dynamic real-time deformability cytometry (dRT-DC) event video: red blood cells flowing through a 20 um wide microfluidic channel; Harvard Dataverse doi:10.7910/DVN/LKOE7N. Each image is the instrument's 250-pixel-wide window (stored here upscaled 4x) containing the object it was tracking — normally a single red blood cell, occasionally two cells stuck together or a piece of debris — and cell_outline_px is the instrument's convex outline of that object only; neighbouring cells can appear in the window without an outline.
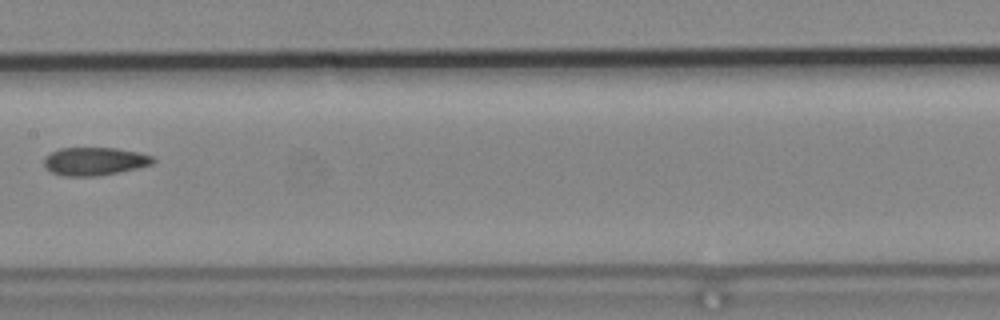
{"species": "common noctule bat (a hibernating species)", "species_latin": "Nyctalus noctula", "temperature_condition": "cold", "stored_images_in_passage": 6, "camera_frame_rate_fps": 3000, "um_per_image_px": 0.085, "animal": {"sex": "male", "body_mass_g": 19.2, "forearm_length_mm": 51.8}, "frame": {"image": 1, "passage_image": 6, "time_ms": 1.667, "image_size_px": [1000, 320], "cell_outline_px": [[156, 160], [152, 164], [136, 168], [100, 176], [64, 176], [52, 172], [44, 168], [44, 156], [60, 148], [116, 148], [140, 152], [152, 156]], "centroid_in_image_um": [8.03, 13.71], "position_along_channel_um": 199.4, "area_um2": 17.92}}